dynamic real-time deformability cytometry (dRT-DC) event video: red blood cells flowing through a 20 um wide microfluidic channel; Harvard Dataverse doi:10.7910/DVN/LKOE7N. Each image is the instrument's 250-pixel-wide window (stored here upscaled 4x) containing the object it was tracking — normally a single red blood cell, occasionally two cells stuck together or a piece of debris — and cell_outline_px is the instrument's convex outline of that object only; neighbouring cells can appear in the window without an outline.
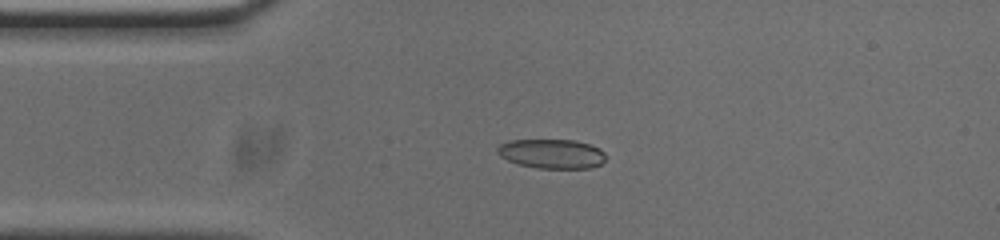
{"species": "common noctule bat (a hibernating species)", "species_latin": "Nyctalus noctula", "temperature_condition": "cold", "stored_images_in_passage": 52, "camera_frame_rate_fps": 3000, "um_per_image_px": 0.085, "animal": {"sex": "male", "body_mass_g": 20.0, "forearm_length_mm": 53.3}, "frame": {"image": 1, "passage_image": 11, "time_ms": 3.333, "image_size_px": [1000, 240], "cell_outline_px": [[604, 160], [600, 164], [592, 168], [536, 168], [520, 164], [508, 160], [500, 156], [496, 152], [496, 148], [500, 144], [512, 140], [576, 140], [600, 148], [604, 152]], "centroid_in_image_um": [46.89, 13.07], "position_along_channel_um": 38.1, "area_um2": 18.5}}
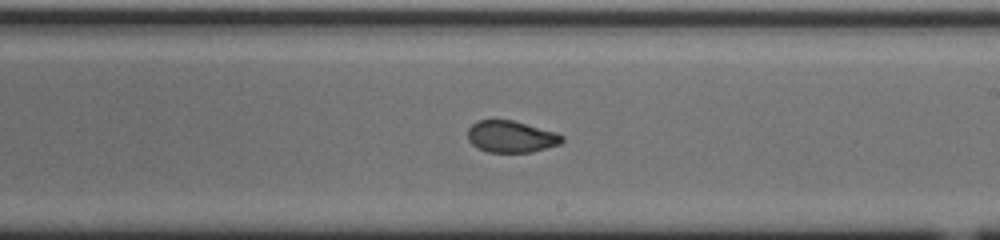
{"frame": {"image": 2, "passage_image": 29, "time_ms": 9.333, "image_size_px": [1000, 240], "cell_outline_px": [[564, 140], [560, 144], [532, 152], [488, 152], [476, 148], [468, 140], [468, 128], [476, 120], [512, 120], [556, 132], [564, 136]], "centroid_in_image_um": [43.43, 11.61], "position_along_channel_um": 245.6, "area_um2": 17.51}}
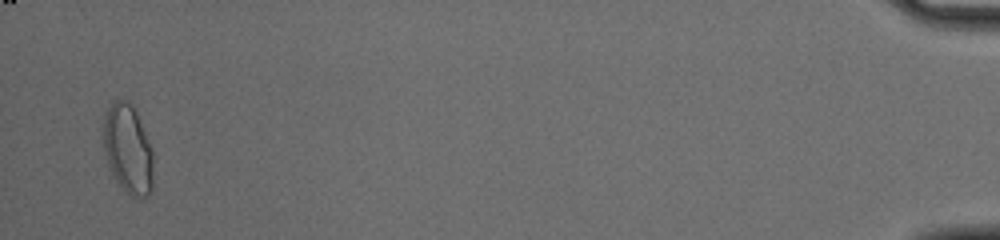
{"frame": {"image": 3, "passage_image": 51, "time_ms": 16.667, "image_size_px": [1000, 240], "cell_outline_px": [[152, 188], [148, 196], [140, 200], [136, 200], [116, 180], [108, 164], [104, 148], [104, 116], [112, 100], [124, 100], [132, 104], [136, 108], [152, 152]], "centroid_in_image_um": [10.89, 12.67], "position_along_channel_um": 424.3, "area_um2": 25.78}, "authors_computed_cell_mechanics": {"area_um2": 18.6116, "velocity_mm_per_s": 3.7863, "shape_relaxation_time_tau1_ms": null, "shape_relaxation_time_tau2_ms": 1.673, "deformation_change_tau1": null, "deformation_change_tau2": 0.048}}